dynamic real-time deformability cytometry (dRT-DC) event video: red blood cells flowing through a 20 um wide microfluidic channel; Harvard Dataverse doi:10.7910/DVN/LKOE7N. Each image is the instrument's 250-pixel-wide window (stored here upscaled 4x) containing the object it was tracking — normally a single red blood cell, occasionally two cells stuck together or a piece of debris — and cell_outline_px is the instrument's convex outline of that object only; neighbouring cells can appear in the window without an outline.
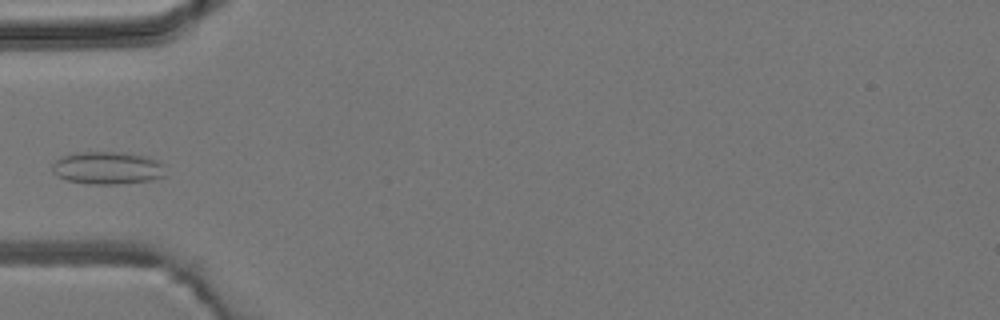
{"species": "common noctule bat (a hibernating species)", "species_latin": "Nyctalus noctula", "temperature_condition": "room temperature", "stored_images_in_passage": 3, "camera_frame_rate_fps": 3000, "um_per_image_px": 0.085, "animal": {"sex": "male", "body_mass_g": 19.2, "forearm_length_mm": 51.8}, "frame": {"image": 1, "passage_image": 3, "time_ms": 3.0, "image_size_px": [1000, 320], "cell_outline_px": [[164, 176], [152, 180], [116, 184], [92, 184], [68, 180], [56, 176], [52, 172], [52, 164], [56, 160], [64, 156], [80, 152], [116, 152], [148, 156], [164, 164]], "centroid_in_image_um": [9.14, 14.28], "position_along_channel_um": 75.9, "area_um2": 21.44}}